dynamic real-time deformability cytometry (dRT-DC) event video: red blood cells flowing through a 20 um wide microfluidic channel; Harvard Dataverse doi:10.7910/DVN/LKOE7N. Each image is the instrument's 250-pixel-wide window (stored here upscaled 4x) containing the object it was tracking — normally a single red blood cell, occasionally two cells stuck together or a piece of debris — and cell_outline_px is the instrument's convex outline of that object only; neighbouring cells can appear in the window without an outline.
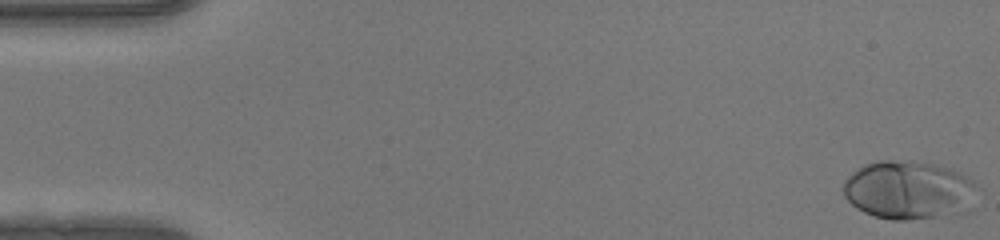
{"species": "human", "species_latin": "Homo sapiens", "temperature_condition": "warm", "stored_images_in_passage": 50, "camera_frame_rate_fps": 3000, "um_per_image_px": 0.085, "donor": {"sex": "female"}, "frame": {"image": 1, "passage_image": 1, "time_ms": 0.0, "image_size_px": [1000, 240], "cell_outline_px": [[972, 184], [960, 212], [936, 216], [908, 220], [892, 220], [876, 216], [864, 212], [856, 208], [844, 196], [844, 180], [852, 172], [868, 164], [880, 160], [888, 160], [932, 164], [948, 168], [964, 176]], "centroid_in_image_um": [77.03, 16.15], "position_along_channel_um": 8.0, "area_um2": 43.35}}
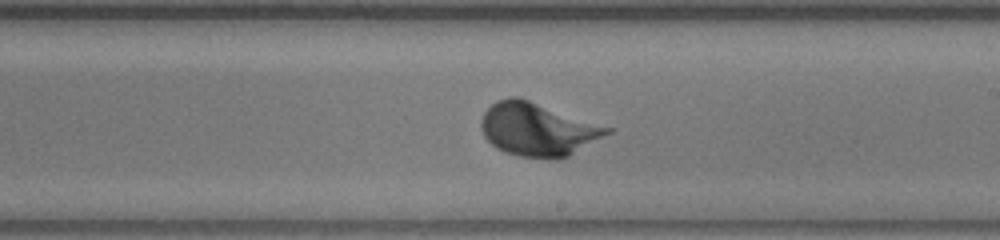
{"frame": {"image": 2, "passage_image": 29, "time_ms": 9.333, "image_size_px": [1000, 240], "cell_outline_px": [[612, 132], [568, 156], [560, 160], [556, 160], [520, 156], [504, 152], [496, 148], [484, 136], [480, 128], [480, 120], [484, 112], [496, 100], [508, 96], [516, 96], [612, 128]], "centroid_in_image_um": [45.67, 11.01], "position_along_channel_um": 243.3, "area_um2": 38.96}}
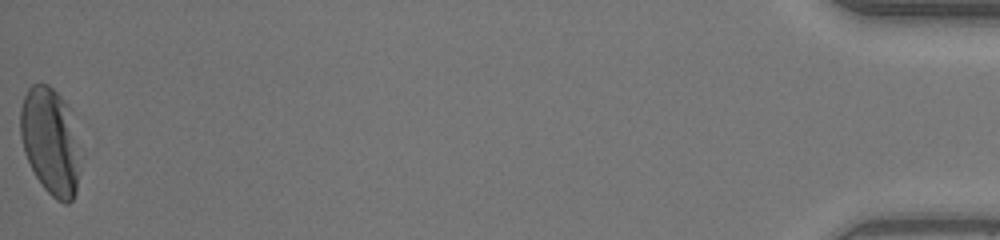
{"frame": {"image": 3, "passage_image": 50, "time_ms": 16.333, "image_size_px": [1000, 240], "cell_outline_px": [[76, 192], [72, 200], [68, 204], [64, 204], [56, 200], [44, 188], [36, 176], [24, 152], [20, 136], [20, 108], [24, 96], [28, 88], [32, 84], [48, 84], [60, 96], [68, 108], [76, 172]], "centroid_in_image_um": [4.15, 11.99], "position_along_channel_um": 431.0, "area_um2": 35.2}, "authors_computed_cell_mechanics": {"area_um2": 37.3388, "velocity_mm_per_s": 4.1526, "shape_relaxation_time_tau1_ms": 2.0006, "shape_relaxation_time_tau2_ms": null, "deformation_change_tau1": 0.1626, "deformation_change_tau2": null}}